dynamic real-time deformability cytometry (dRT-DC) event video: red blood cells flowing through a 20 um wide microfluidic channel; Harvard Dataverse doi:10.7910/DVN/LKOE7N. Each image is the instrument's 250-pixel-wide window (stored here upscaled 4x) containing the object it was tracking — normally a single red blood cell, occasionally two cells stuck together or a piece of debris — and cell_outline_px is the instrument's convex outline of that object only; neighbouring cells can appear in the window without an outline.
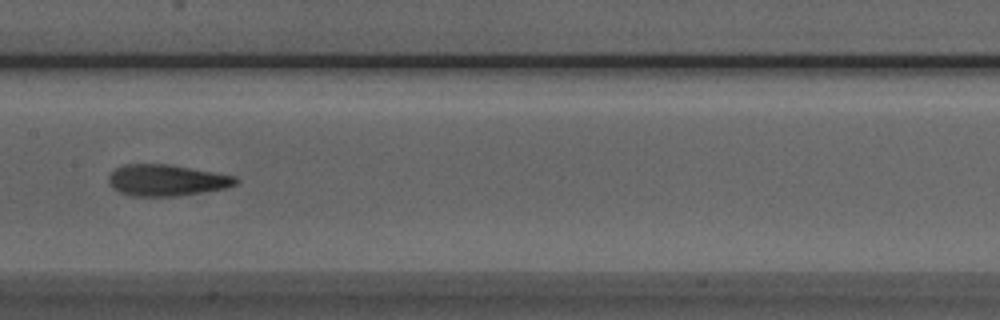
{"species": "Egyptian fruit bat (a non-hibernating species)", "species_latin": "Rousettus aegyptiacus", "temperature_condition": "room temperature", "stored_images_in_passage": 46, "camera_frame_rate_fps": 3000, "um_per_image_px": 0.085, "animal": {"sex": "male"}, "frame": {"image": 1, "passage_image": 20, "time_ms": 6.333, "image_size_px": [1000, 320], "cell_outline_px": [[240, 180], [236, 184], [224, 188], [176, 196], [132, 196], [120, 192], [112, 188], [108, 184], [108, 176], [116, 168], [124, 164], [168, 164], [236, 176]], "centroid_in_image_um": [14.12, 15.32], "position_along_channel_um": 193.3, "area_um2": 23.12}}
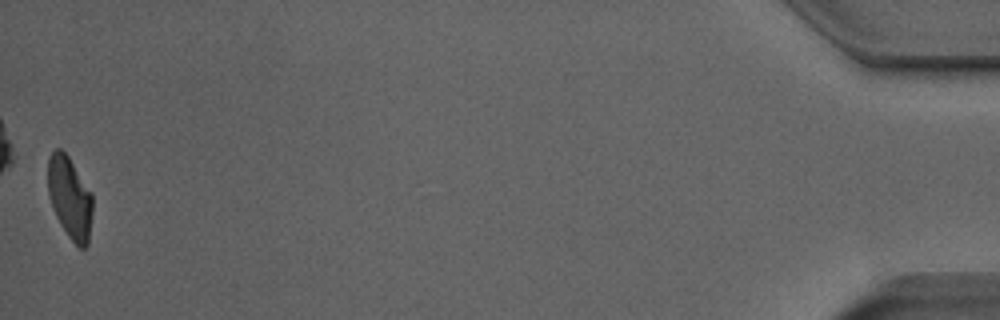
{"frame": {"image": 2, "passage_image": 46, "time_ms": 15.0, "image_size_px": [1000, 320], "cell_outline_px": [[92, 212], [88, 244], [84, 248], [80, 248], [68, 236], [60, 224], [56, 216], [48, 192], [48, 160], [52, 152], [56, 148], [60, 148], [68, 156], [92, 192]], "centroid_in_image_um": [5.94, 16.8], "position_along_channel_um": 429.3, "area_um2": 21.21}, "authors_computed_cell_mechanics": {"area_um2": 23.0333, "velocity_mm_per_s": 3.9145, "shape_relaxation_time_tau1_ms": 9.2989, "shape_relaxation_time_tau2_ms": 2.5526, "deformation_change_tau1": 0.2502, "deformation_change_tau2": 0.1155}}